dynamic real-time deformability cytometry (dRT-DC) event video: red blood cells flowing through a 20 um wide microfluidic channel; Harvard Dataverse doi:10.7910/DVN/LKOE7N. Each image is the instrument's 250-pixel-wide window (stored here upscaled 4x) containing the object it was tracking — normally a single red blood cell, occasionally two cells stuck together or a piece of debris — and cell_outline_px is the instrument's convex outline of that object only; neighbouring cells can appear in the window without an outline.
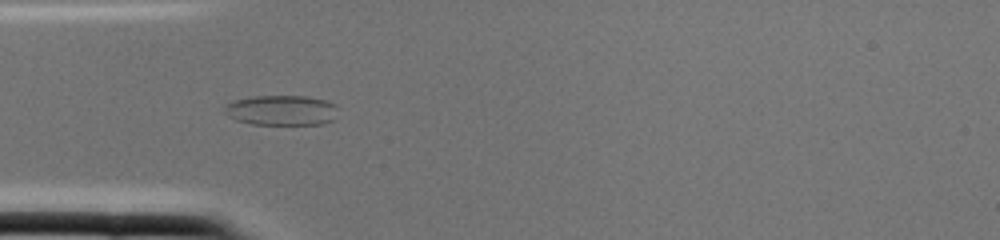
{"species": "common noctule bat (a hibernating species)", "species_latin": "Nyctalus noctula", "temperature_condition": "cold", "stored_images_in_passage": 1, "camera_frame_rate_fps": 3000, "um_per_image_px": 0.085, "animal": {"sex": "female", "body_mass_g": 22.0, "forearm_length_mm": 56.7}, "frame": {"image": 1, "passage_image": 1, "time_ms": 0.0, "image_size_px": [1000, 240], "cell_outline_px": [[336, 108], [332, 120], [324, 124], [252, 124], [236, 120], [228, 116], [224, 112], [224, 104], [232, 100], [252, 96], [308, 96], [324, 100], [336, 104]], "centroid_in_image_um": [23.86, 9.36], "position_along_channel_um": 61.1, "area_um2": 20.0}}